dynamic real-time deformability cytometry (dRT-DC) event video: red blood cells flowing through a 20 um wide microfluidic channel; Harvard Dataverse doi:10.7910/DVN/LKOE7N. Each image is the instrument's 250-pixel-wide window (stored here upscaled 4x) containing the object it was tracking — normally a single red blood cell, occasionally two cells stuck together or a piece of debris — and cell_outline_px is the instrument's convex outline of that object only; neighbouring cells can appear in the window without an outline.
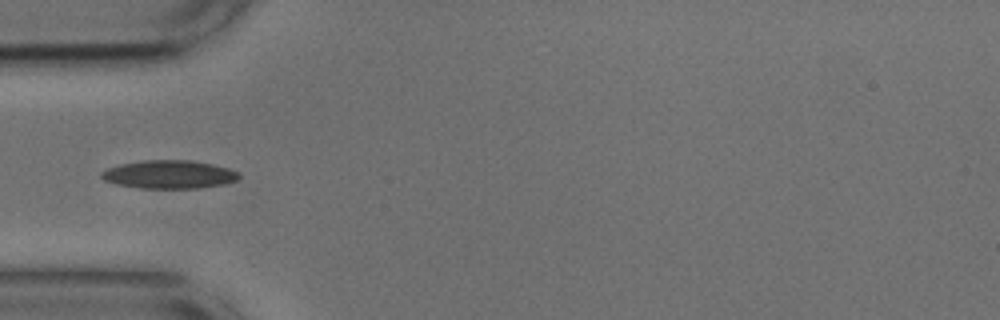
{"species": "common noctule bat (a hibernating species)", "species_latin": "Nyctalus noctula", "temperature_condition": "cold", "stored_images_in_passage": 3, "camera_frame_rate_fps": 3000, "um_per_image_px": 0.085, "animal": {"sex": "male", "body_mass_g": 17.9, "forearm_length_mm": 54.2}, "frame": {"image": 1, "passage_image": 1, "time_ms": 0.0, "image_size_px": [1000, 320], "cell_outline_px": [[240, 176], [236, 180], [224, 184], [196, 188], [140, 188], [116, 184], [104, 180], [100, 176], [100, 172], [108, 168], [120, 164], [144, 160], [188, 160], [212, 164], [228, 168], [240, 172]], "centroid_in_image_um": [14.36, 14.82], "position_along_channel_um": 70.6, "area_um2": 22.6}}